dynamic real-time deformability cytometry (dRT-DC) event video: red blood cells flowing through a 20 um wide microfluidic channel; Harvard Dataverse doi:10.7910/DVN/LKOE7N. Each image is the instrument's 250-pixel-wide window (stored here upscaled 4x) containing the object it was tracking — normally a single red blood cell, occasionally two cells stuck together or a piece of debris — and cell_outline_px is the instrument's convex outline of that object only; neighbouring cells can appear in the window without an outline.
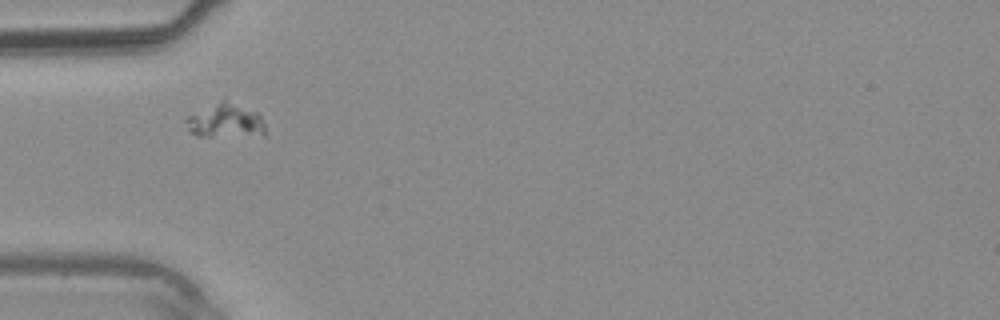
{"species": "common noctule bat (a hibernating species)", "species_latin": "Nyctalus noctula", "temperature_condition": "warm", "stored_images_in_passage": 23, "camera_frame_rate_fps": 3000, "um_per_image_px": 0.085, "animal": {"sex": "male", "body_mass_g": 20.4}, "frame": {"image": 1, "passage_image": 1, "time_ms": 0.0, "image_size_px": [1000, 320], "cell_outline_px": [[264, 136], [196, 136], [188, 128], [184, 120], [188, 116], [220, 100], [224, 100], [256, 112], [260, 116], [264, 124]], "centroid_in_image_um": [19.16, 10.3], "position_along_channel_um": 65.8, "area_um2": 15.49}}
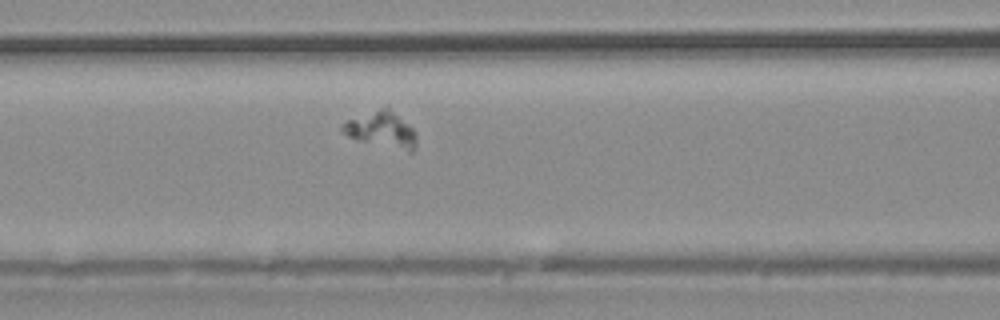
{"frame": {"image": 2, "passage_image": 5, "time_ms": 1.333, "image_size_px": [1000, 320], "cell_outline_px": [[416, 144], [412, 152], [408, 152], [348, 136], [340, 128], [348, 120], [388, 104], [416, 132]], "centroid_in_image_um": [32.5, 10.98], "position_along_channel_um": 134.1, "area_um2": 15.32}}
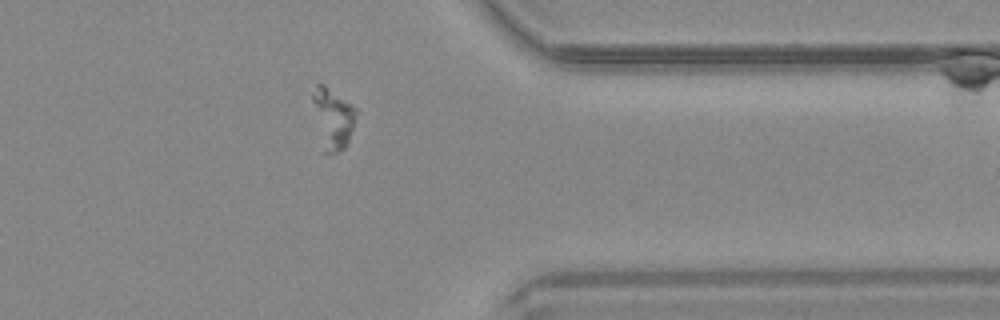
{"frame": {"image": 3, "passage_image": 20, "time_ms": 6.333, "image_size_px": [1000, 320], "cell_outline_px": [[360, 112], [348, 140], [344, 148], [336, 152], [324, 152], [312, 100], [312, 96], [316, 84], [324, 84], [356, 108]], "centroid_in_image_um": [28.34, 10.03], "position_along_channel_um": 383.1, "area_um2": 15.03}}